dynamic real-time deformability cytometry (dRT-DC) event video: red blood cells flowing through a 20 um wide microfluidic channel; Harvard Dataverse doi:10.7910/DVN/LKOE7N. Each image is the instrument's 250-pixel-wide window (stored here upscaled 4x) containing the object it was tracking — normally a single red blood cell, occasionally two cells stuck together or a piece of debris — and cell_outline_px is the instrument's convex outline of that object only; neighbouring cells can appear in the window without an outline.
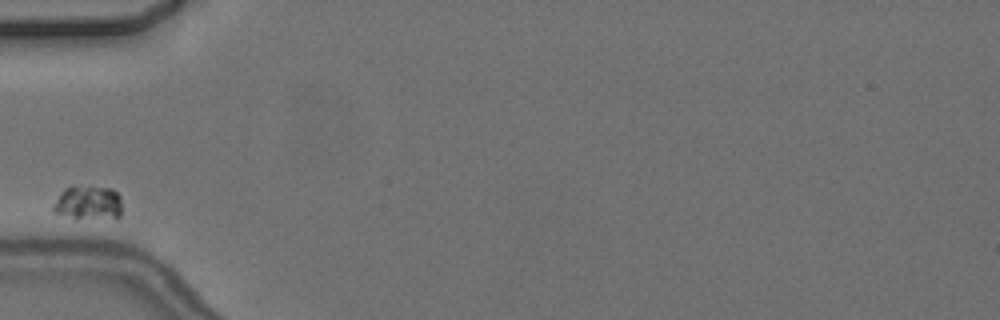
{"species": "common noctule bat (a hibernating species)", "species_latin": "Nyctalus noctula", "temperature_condition": "cold", "stored_images_in_passage": 5, "camera_frame_rate_fps": 3000, "um_per_image_px": 0.085, "animal": {"sex": "female", "body_mass_g": 24.6, "forearm_length_mm": 56.2}, "frame": {"image": 1, "passage_image": 1, "time_ms": 0.0, "image_size_px": [1000, 320], "cell_outline_px": [[120, 216], [116, 220], [76, 220], [52, 212], [52, 208], [60, 192], [64, 188], [72, 184], [92, 184], [112, 188], [120, 196]], "centroid_in_image_um": [7.49, 17.24], "position_along_channel_um": 77.5, "area_um2": 14.97}}
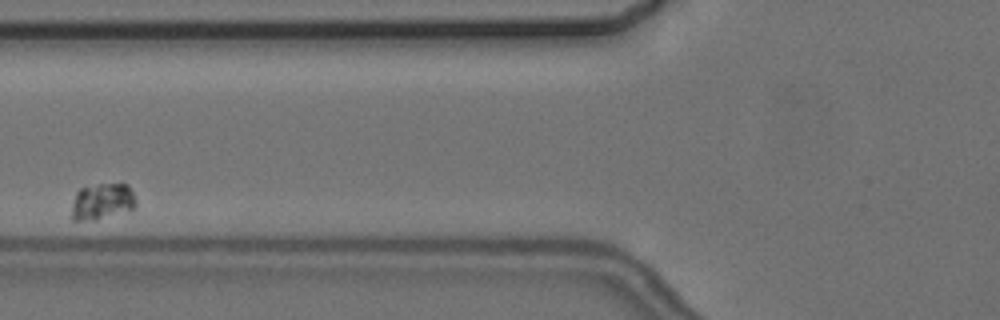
{"frame": {"image": 2, "passage_image": 2, "time_ms": 1.333, "image_size_px": [1000, 320], "cell_outline_px": [[136, 208], [96, 220], [72, 220], [72, 204], [76, 192], [80, 188], [100, 184], [128, 184], [136, 200]], "centroid_in_image_um": [8.69, 17.13], "position_along_channel_um": 117.1, "area_um2": 13.58}}